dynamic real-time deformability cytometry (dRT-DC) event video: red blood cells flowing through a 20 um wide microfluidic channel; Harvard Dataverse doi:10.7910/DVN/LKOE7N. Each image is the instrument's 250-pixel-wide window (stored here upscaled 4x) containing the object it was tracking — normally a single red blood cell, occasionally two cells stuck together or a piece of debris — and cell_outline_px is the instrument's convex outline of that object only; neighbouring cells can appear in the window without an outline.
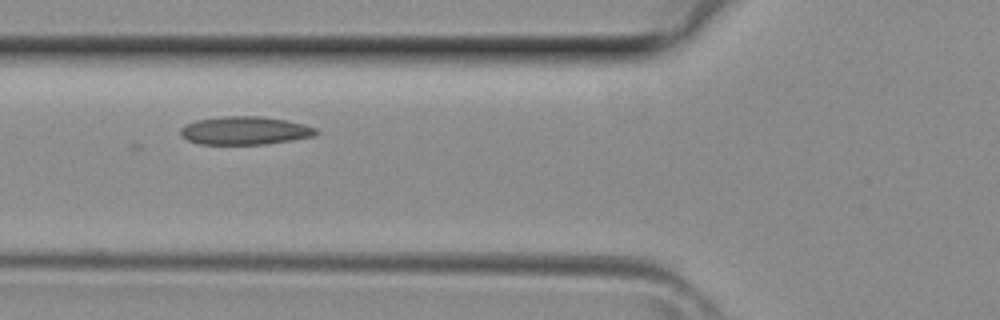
{"species": "common noctule bat (a hibernating species)", "species_latin": "Nyctalus noctula", "temperature_condition": "room temperature", "stored_images_in_passage": 5, "camera_frame_rate_fps": 3000, "um_per_image_px": 0.085, "animal": {"sex": "female", "body_mass_g": 29.2, "forearm_length_mm": 56.3}, "frame": {"image": 1, "passage_image": 3, "time_ms": 0.667, "image_size_px": [1000, 320], "cell_outline_px": [[320, 132], [316, 136], [292, 140], [264, 144], [200, 144], [188, 140], [180, 132], [180, 128], [184, 124], [196, 120], [224, 116], [264, 116], [288, 120], [304, 124], [316, 128]], "centroid_in_image_um": [20.86, 11.09], "position_along_channel_um": 104.9, "area_um2": 22.43}}